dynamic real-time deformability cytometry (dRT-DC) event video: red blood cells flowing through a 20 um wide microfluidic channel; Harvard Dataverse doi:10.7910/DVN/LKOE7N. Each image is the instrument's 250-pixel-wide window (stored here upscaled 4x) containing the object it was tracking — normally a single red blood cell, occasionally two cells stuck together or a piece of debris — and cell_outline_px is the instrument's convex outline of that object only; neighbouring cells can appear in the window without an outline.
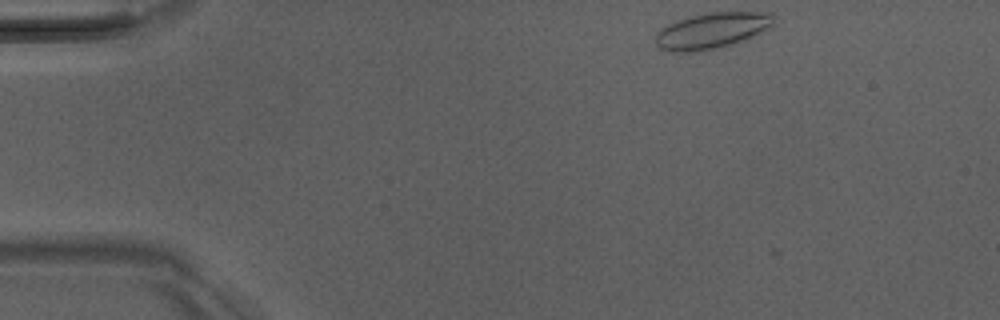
{"species": "Egyptian fruit bat (a non-hibernating species)", "species_latin": "Rousettus aegyptiacus", "temperature_condition": "room temperature", "stored_images_in_passage": 5, "camera_frame_rate_fps": 3000, "um_per_image_px": 0.085, "animal": {"sex": "male"}, "frame": {"image": 1, "passage_image": 1, "time_ms": 0.0, "image_size_px": [1000, 320], "cell_outline_px": [[776, 24], [744, 40], [720, 48], [696, 52], [672, 52], [660, 48], [656, 44], [656, 32], [660, 28], [676, 20], [692, 16], [712, 12], [772, 12]], "centroid_in_image_um": [60.51, 2.61], "position_along_channel_um": 24.5, "area_um2": 24.91}}